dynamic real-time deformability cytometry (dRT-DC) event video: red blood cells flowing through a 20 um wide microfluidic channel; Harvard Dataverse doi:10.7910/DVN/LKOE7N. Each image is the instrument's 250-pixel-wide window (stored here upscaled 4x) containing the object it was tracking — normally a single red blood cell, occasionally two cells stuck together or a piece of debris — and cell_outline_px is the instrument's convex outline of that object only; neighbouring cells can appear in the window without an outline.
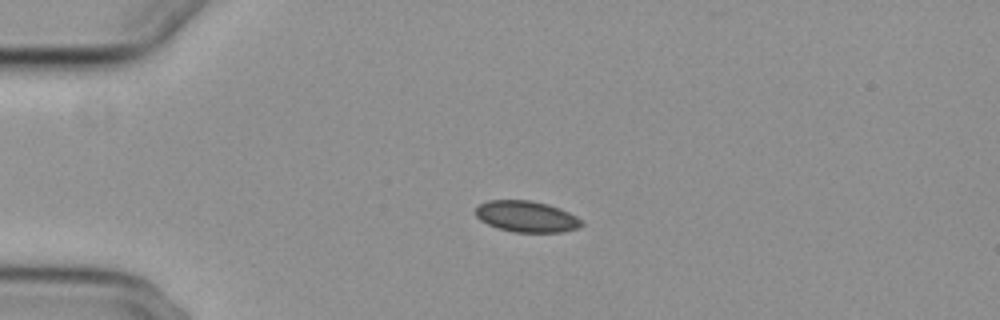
{"species": "common noctule bat (a hibernating species)", "species_latin": "Nyctalus noctula", "temperature_condition": "cold", "stored_images_in_passage": 56, "camera_frame_rate_fps": 3000, "um_per_image_px": 0.085, "animal": {"sex": "female", "body_mass_g": 29.2, "forearm_length_mm": 56.3}, "frame": {"image": 1, "passage_image": 14, "time_ms": 4.333, "image_size_px": [1000, 320], "cell_outline_px": [[584, 224], [580, 228], [564, 232], [512, 232], [496, 228], [480, 220], [476, 216], [476, 208], [480, 204], [488, 200], [532, 200], [548, 204], [560, 208], [584, 220]], "centroid_in_image_um": [44.79, 18.41], "position_along_channel_um": 40.2, "area_um2": 19.54}}
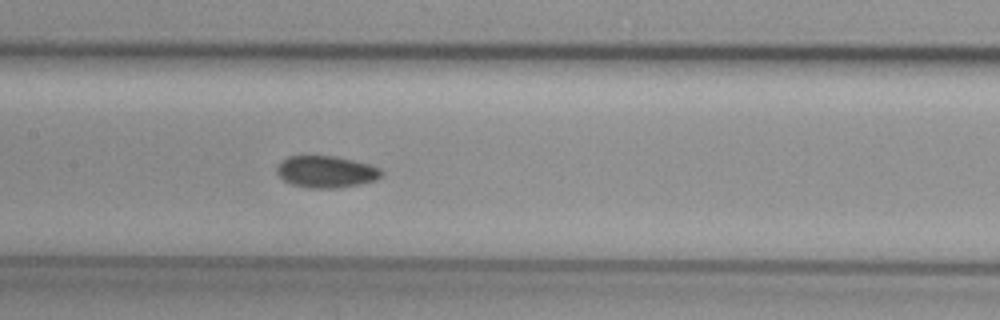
{"frame": {"image": 2, "passage_image": 28, "time_ms": 9.0, "image_size_px": [1000, 320], "cell_outline_px": [[384, 176], [376, 180], [360, 184], [340, 188], [308, 188], [292, 184], [284, 180], [276, 172], [276, 168], [280, 160], [288, 156], [336, 156], [368, 164], [380, 168], [384, 172]], "centroid_in_image_um": [27.73, 14.6], "position_along_channel_um": 179.7, "area_um2": 19.59}}
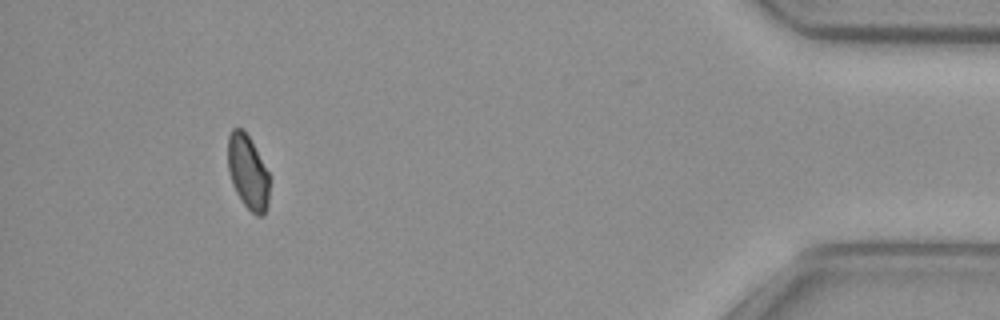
{"frame": {"image": 3, "passage_image": 52, "time_ms": 17.0, "image_size_px": [1000, 320], "cell_outline_px": [[268, 204], [264, 216], [256, 216], [244, 204], [236, 192], [232, 184], [228, 172], [228, 136], [232, 128], [240, 128], [248, 136], [268, 172]], "centroid_in_image_um": [21.05, 14.66], "position_along_channel_um": 414.2, "area_um2": 17.69}, "authors_computed_cell_mechanics": {"area_um2": 19.4208, "velocity_mm_per_s": 3.7188, "shape_relaxation_time_tau1_ms": null, "shape_relaxation_time_tau2_ms": 2.2768, "deformation_change_tau1": null, "deformation_change_tau2": 0.0518}}